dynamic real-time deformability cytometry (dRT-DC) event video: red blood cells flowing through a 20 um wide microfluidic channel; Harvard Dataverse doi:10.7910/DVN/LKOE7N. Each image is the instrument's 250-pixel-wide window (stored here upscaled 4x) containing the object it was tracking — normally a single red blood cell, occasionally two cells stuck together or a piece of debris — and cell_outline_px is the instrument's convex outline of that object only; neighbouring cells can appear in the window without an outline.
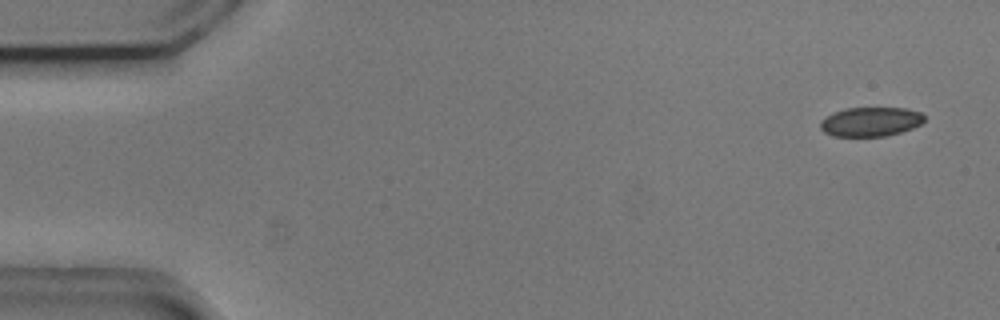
{"species": "common noctule bat (a hibernating species)", "species_latin": "Nyctalus noctula", "temperature_condition": "cold", "stored_images_in_passage": 54, "camera_frame_rate_fps": 3000, "um_per_image_px": 0.085, "animal": {"sex": "male", "body_mass_g": 20.5, "forearm_length_mm": 52.5}, "frame": {"image": 1, "passage_image": 3, "time_ms": 0.667, "image_size_px": [1000, 320], "cell_outline_px": [[924, 120], [920, 124], [912, 128], [900, 132], [884, 136], [832, 136], [824, 132], [820, 128], [820, 120], [832, 112], [844, 108], [904, 108], [920, 112], [924, 116]], "centroid_in_image_um": [73.95, 10.34], "position_along_channel_um": 11.0, "area_um2": 17.74}}
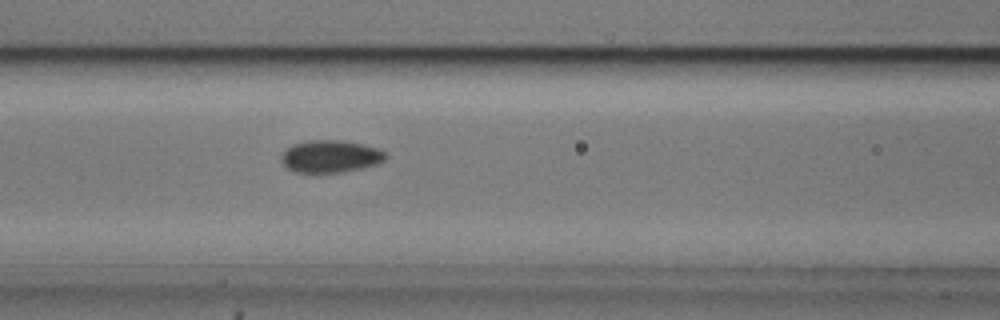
{"frame": {"image": 2, "passage_image": 23, "time_ms": 7.333, "image_size_px": [1000, 320], "cell_outline_px": [[388, 156], [384, 160], [376, 164], [344, 172], [316, 176], [292, 172], [280, 160], [280, 156], [292, 144], [308, 140], [344, 140], [376, 148], [388, 152]], "centroid_in_image_um": [28.04, 13.34], "position_along_channel_um": 138.6, "area_um2": 20.4}}
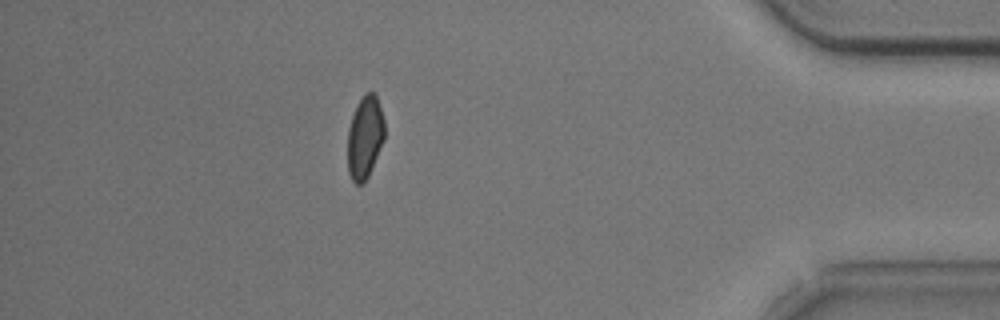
{"frame": {"image": 3, "passage_image": 48, "time_ms": 15.667, "image_size_px": [1000, 320], "cell_outline_px": [[384, 140], [368, 176], [364, 184], [356, 184], [352, 180], [348, 172], [348, 128], [352, 116], [364, 92], [372, 92], [376, 96], [384, 120]], "centroid_in_image_um": [31.01, 11.69], "position_along_channel_um": 404.2, "area_um2": 17.63}, "authors_computed_cell_mechanics": {"area_um2": 18.785, "velocity_mm_per_s": 3.7352, "shape_relaxation_time_tau1_ms": 4.6751, "shape_relaxation_time_tau2_ms": 4.1407, "deformation_change_tau1": 0.1249, "deformation_change_tau2": 0.0599}}